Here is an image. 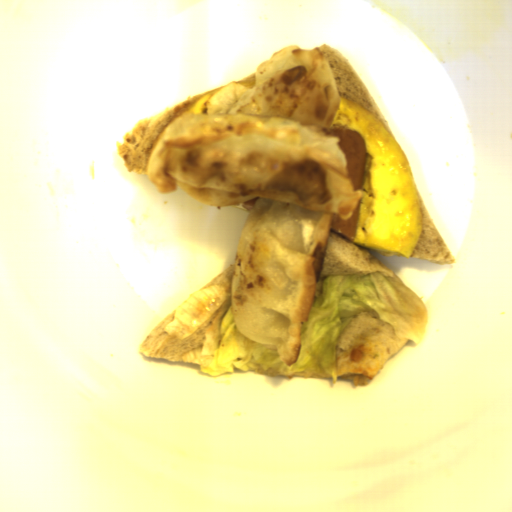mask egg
Segmentation results:
<instances>
[{
  "label": "egg",
  "mask_w": 512,
  "mask_h": 512,
  "mask_svg": "<svg viewBox=\"0 0 512 512\" xmlns=\"http://www.w3.org/2000/svg\"><path fill=\"white\" fill-rule=\"evenodd\" d=\"M344 128L361 135L366 160L355 239L385 256L410 258L422 234V209L410 161L398 141L363 105L339 96L324 131Z\"/></svg>",
  "instance_id": "egg-1"
},
{
  "label": "egg",
  "mask_w": 512,
  "mask_h": 512,
  "mask_svg": "<svg viewBox=\"0 0 512 512\" xmlns=\"http://www.w3.org/2000/svg\"><path fill=\"white\" fill-rule=\"evenodd\" d=\"M219 92V91H218ZM218 92L209 93L206 96L195 101L187 112H194L195 114H208V106L210 99Z\"/></svg>",
  "instance_id": "egg-2"
}]
</instances>
